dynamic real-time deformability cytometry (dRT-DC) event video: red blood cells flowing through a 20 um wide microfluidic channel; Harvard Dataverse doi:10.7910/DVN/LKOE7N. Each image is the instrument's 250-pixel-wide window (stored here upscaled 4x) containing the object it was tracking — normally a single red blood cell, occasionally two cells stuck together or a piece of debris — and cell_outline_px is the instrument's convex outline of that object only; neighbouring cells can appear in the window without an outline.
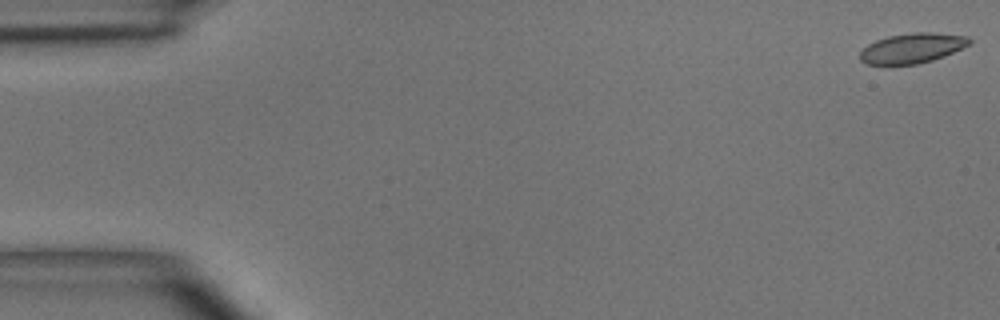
{"species": "common noctule bat (a hibernating species)", "species_latin": "Nyctalus noctula", "temperature_condition": "room temperature", "stored_images_in_passage": 4, "camera_frame_rate_fps": 3000, "um_per_image_px": 0.085, "animal": {"sex": "male", "body_mass_g": 15.6}, "frame": {"image": 1, "passage_image": 1, "time_ms": 0.0, "image_size_px": [1000, 320], "cell_outline_px": [[972, 44], [944, 56], [932, 60], [916, 64], [868, 64], [860, 60], [860, 52], [868, 44], [876, 40], [888, 36], [912, 32], [932, 32], [968, 36], [972, 40]], "centroid_in_image_um": [77.58, 4.08], "position_along_channel_um": 7.4, "area_um2": 19.13}}